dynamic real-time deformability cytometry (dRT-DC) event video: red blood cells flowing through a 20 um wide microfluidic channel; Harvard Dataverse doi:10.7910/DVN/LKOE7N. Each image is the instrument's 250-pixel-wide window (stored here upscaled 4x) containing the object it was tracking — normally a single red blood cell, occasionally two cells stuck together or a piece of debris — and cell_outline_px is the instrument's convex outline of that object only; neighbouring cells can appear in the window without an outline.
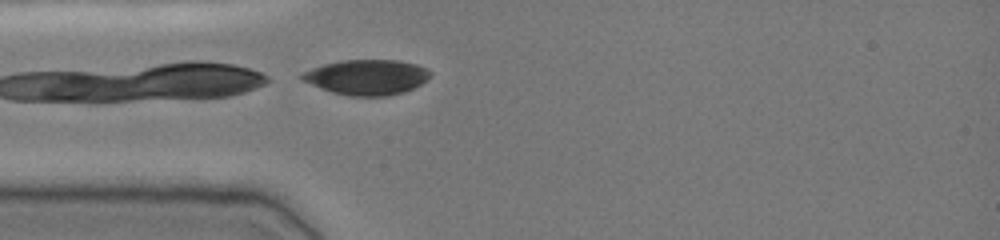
{"species": "common noctule bat (a hibernating species)", "species_latin": "Nyctalus noctula", "temperature_condition": "cold", "stored_images_in_passage": 12, "camera_frame_rate_fps": 3000, "um_per_image_px": 0.085, "animal": {"sex": "female", "body_mass_g": 19.0, "forearm_length_mm": 51.5}, "frame": {"image": 1, "passage_image": 12, "time_ms": 3.667, "image_size_px": [1000, 240], "cell_outline_px": [[432, 72], [420, 84], [404, 92], [388, 96], [352, 96], [332, 92], [320, 88], [304, 80], [300, 76], [300, 72], [324, 64], [340, 60], [396, 60], [416, 64], [428, 68]], "centroid_in_image_um": [31.17, 6.55], "position_along_channel_um": 53.8, "area_um2": 26.18}}